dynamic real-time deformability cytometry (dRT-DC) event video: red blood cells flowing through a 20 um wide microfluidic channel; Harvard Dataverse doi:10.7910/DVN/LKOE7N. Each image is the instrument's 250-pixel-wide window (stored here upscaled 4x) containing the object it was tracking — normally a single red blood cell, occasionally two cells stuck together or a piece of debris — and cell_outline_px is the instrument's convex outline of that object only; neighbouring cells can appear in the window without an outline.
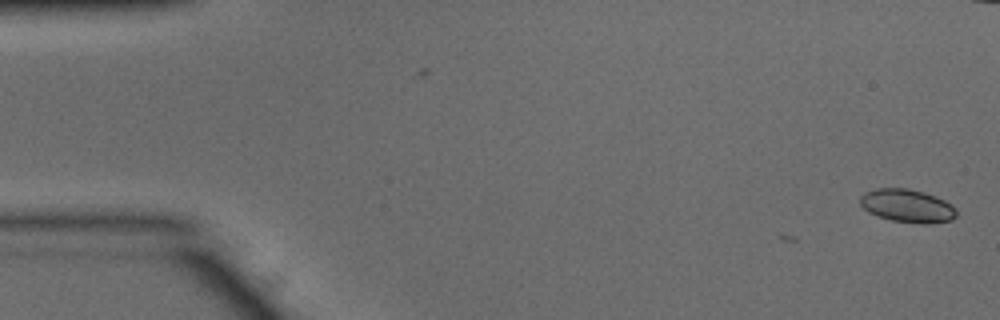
{"species": "common noctule bat (a hibernating species)", "species_latin": "Nyctalus noctula", "temperature_condition": "warm", "stored_images_in_passage": 5, "camera_frame_rate_fps": 3000, "um_per_image_px": 0.085, "animal": {"sex": "male", "body_mass_g": 15.6}, "frame": {"image": 1, "passage_image": 1, "time_ms": 0.0, "image_size_px": [1000, 320], "cell_outline_px": [[956, 216], [952, 220], [928, 224], [924, 224], [892, 220], [876, 216], [868, 212], [860, 204], [860, 196], [864, 192], [876, 188], [908, 188], [924, 192], [936, 196], [952, 204], [956, 208]], "centroid_in_image_um": [77.12, 17.49], "position_along_channel_um": 7.9, "area_um2": 18.79}}